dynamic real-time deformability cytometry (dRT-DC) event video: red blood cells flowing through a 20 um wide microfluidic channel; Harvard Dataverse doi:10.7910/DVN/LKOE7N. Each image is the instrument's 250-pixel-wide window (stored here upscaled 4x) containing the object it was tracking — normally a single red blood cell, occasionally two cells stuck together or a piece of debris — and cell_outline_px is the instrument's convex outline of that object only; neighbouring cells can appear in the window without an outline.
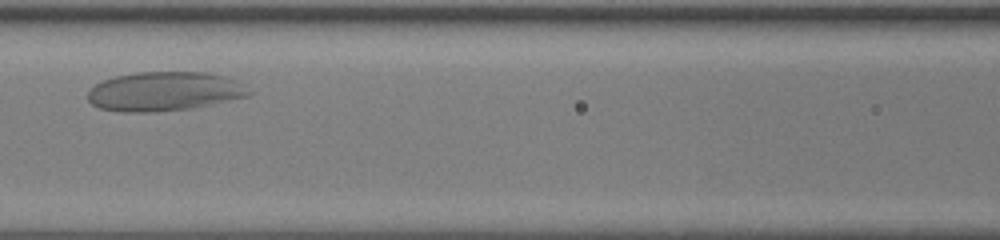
{"species": "human", "species_latin": "Homo sapiens", "temperature_condition": "room temperature", "stored_images_in_passage": 27, "camera_frame_rate_fps": 3000, "um_per_image_px": 0.085, "donor": {"sex": "female"}, "frame": {"image": 1, "passage_image": 9, "time_ms": 2.667, "image_size_px": [1000, 240], "cell_outline_px": [[252, 92], [248, 96], [188, 108], [152, 112], [120, 112], [100, 108], [92, 104], [88, 100], [88, 92], [96, 84], [104, 80], [116, 76], [136, 72], [208, 72], [224, 76], [244, 84]], "centroid_in_image_um": [13.95, 7.76], "position_along_channel_um": 152.6, "area_um2": 36.47}}
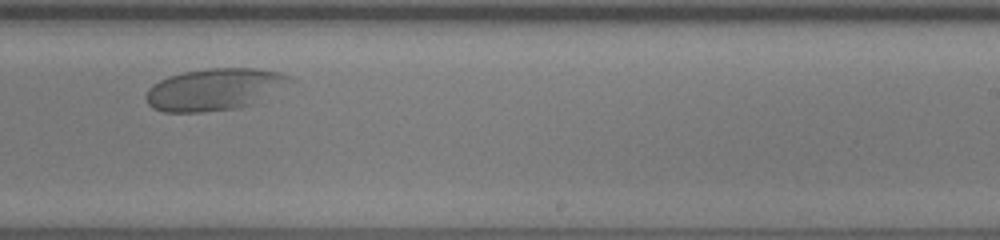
{"frame": {"image": 2, "passage_image": 18, "time_ms": 5.667, "image_size_px": [1000, 240], "cell_outline_px": [[292, 80], [252, 104], [236, 108], [200, 112], [164, 112], [152, 108], [148, 104], [148, 88], [152, 84], [168, 76], [180, 72], [208, 68], [256, 68], [280, 72], [292, 76]], "centroid_in_image_um": [18.17, 7.58], "position_along_channel_um": 270.8, "area_um2": 34.74}}
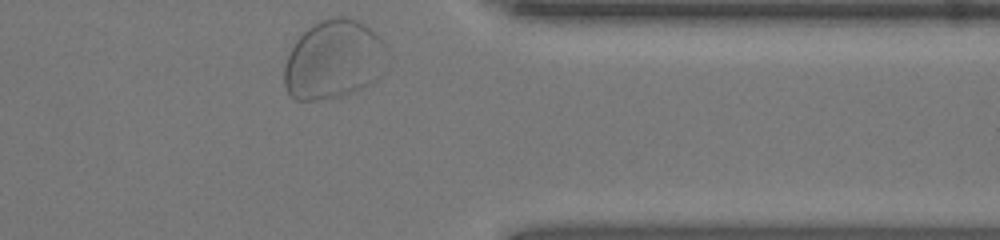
{"frame": {"image": 3, "passage_image": 27, "time_ms": 8.667, "image_size_px": [1000, 240], "cell_outline_px": [[384, 44], [380, 76], [376, 80], [364, 88], [340, 96], [316, 100], [296, 100], [288, 92], [284, 84], [284, 64], [296, 40], [308, 28], [320, 20], [336, 16], [348, 16], [372, 28]], "centroid_in_image_um": [28.32, 5.07], "position_along_channel_um": 383.1, "area_um2": 46.82}, "authors_computed_cell_mechanics": {"area_um2": 36.4718, "velocity_mm_per_s": 3.9449, "shape_relaxation_time_tau1_ms": 5.4753, "shape_relaxation_time_tau2_ms": null, "deformation_change_tau1": 0.1534, "deformation_change_tau2": null}}